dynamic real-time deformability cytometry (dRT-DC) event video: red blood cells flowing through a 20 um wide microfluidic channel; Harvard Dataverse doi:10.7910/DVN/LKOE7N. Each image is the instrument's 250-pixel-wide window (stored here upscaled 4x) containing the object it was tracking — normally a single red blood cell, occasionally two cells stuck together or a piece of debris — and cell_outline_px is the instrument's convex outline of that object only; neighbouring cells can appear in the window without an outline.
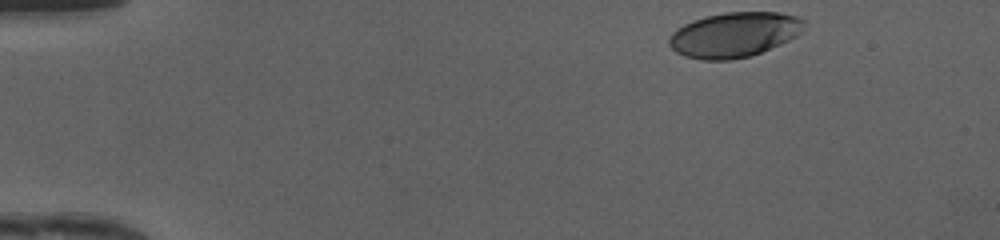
{"species": "human", "species_latin": "Homo sapiens", "temperature_condition": "cold", "stored_images_in_passage": 37, "camera_frame_rate_fps": 3000, "um_per_image_px": 0.085, "donor": {"sex": "female"}, "frame": {"image": 1, "passage_image": 1, "time_ms": 0.0, "image_size_px": [1000, 240], "cell_outline_px": [[808, 24], [796, 36], [780, 44], [760, 52], [748, 56], [728, 60], [704, 60], [684, 56], [676, 52], [668, 44], [668, 40], [672, 32], [676, 28], [692, 20], [704, 16], [724, 12], [780, 12], [800, 16]], "centroid_in_image_um": [62.41, 2.93], "position_along_channel_um": 22.6, "area_um2": 35.6}}
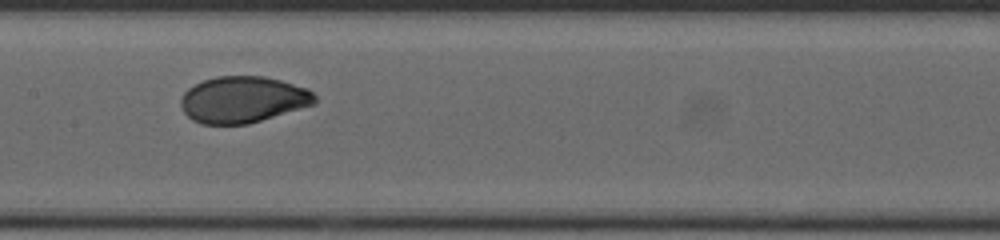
{"frame": {"image": 2, "passage_image": 20, "time_ms": 6.333, "image_size_px": [1000, 240], "cell_outline_px": [[316, 104], [248, 124], [200, 124], [192, 120], [184, 112], [180, 104], [180, 100], [184, 92], [188, 88], [204, 80], [216, 76], [264, 76], [280, 80], [308, 88], [316, 96]], "centroid_in_image_um": [20.65, 8.46], "position_along_channel_um": 186.7, "area_um2": 36.36}}
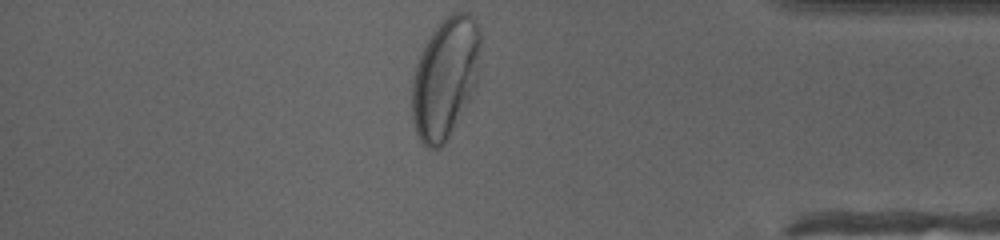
{"frame": {"image": 3, "passage_image": 37, "time_ms": 12.0, "image_size_px": [1000, 240], "cell_outline_px": [[480, 44], [476, 88], [444, 144], [440, 148], [428, 148], [420, 140], [416, 132], [412, 116], [412, 84], [416, 64], [428, 36], [440, 20], [452, 12], [468, 12], [476, 20], [480, 28]], "centroid_in_image_um": [37.85, 6.57], "position_along_channel_um": 397.4, "area_um2": 48.32}, "authors_computed_cell_mechanics": {"area_um2": 36.8186, "velocity_mm_per_s": 4.1724, "shape_relaxation_time_tau1_ms": 3.6154, "shape_relaxation_time_tau2_ms": null, "deformation_change_tau1": 0.1733, "deformation_change_tau2": null}}